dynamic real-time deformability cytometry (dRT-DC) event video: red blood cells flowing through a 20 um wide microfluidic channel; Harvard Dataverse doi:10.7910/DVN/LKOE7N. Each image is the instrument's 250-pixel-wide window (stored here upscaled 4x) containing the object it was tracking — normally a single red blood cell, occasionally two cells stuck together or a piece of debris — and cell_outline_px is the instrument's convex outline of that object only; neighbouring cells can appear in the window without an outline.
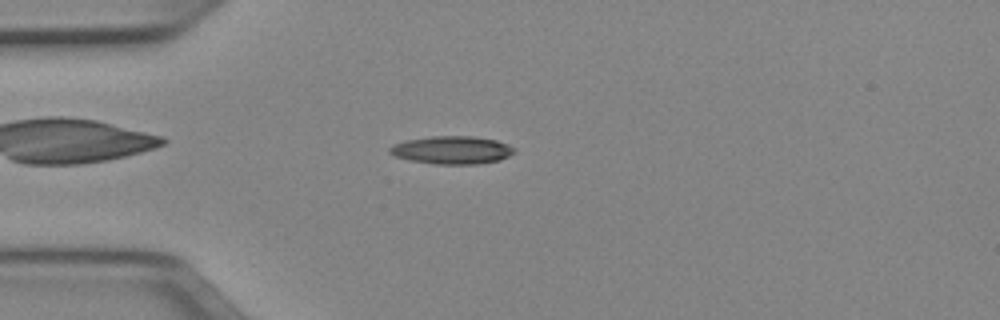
{"species": "Egyptian fruit bat (a non-hibernating species)", "species_latin": "Rousettus aegyptiacus", "temperature_condition": "cold", "stored_images_in_passage": 48, "camera_frame_rate_fps": 3000, "um_per_image_px": 0.085, "animal": {"sex": "female"}, "frame": {"image": 1, "passage_image": 11, "time_ms": 3.333, "image_size_px": [1000, 320], "cell_outline_px": [[516, 152], [500, 160], [480, 164], [436, 164], [408, 160], [396, 156], [388, 152], [388, 148], [392, 144], [404, 140], [432, 136], [472, 136], [496, 140], [508, 144], [516, 148]], "centroid_in_image_um": [38.41, 12.75], "position_along_channel_um": 46.6, "area_um2": 20.52}}
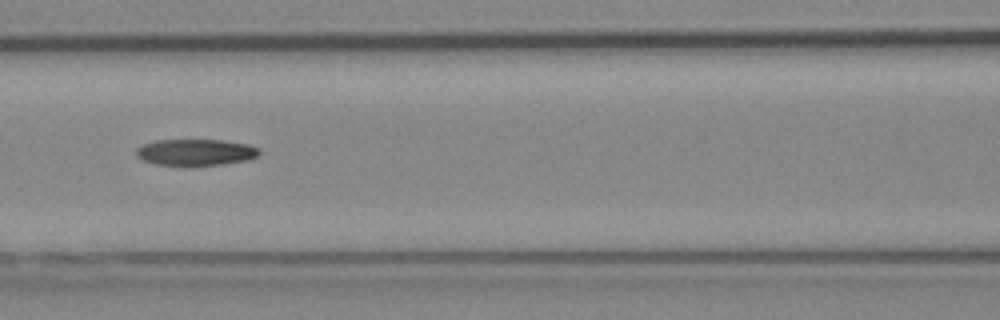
{"frame": {"image": 2, "passage_image": 20, "time_ms": 6.333, "image_size_px": [1000, 320], "cell_outline_px": [[260, 152], [256, 156], [248, 160], [224, 164], [192, 168], [180, 168], [152, 164], [136, 156], [136, 148], [144, 144], [156, 140], [224, 140], [248, 144], [260, 148]], "centroid_in_image_um": [16.6, 12.99], "position_along_channel_um": 150.0, "area_um2": 19.88}}
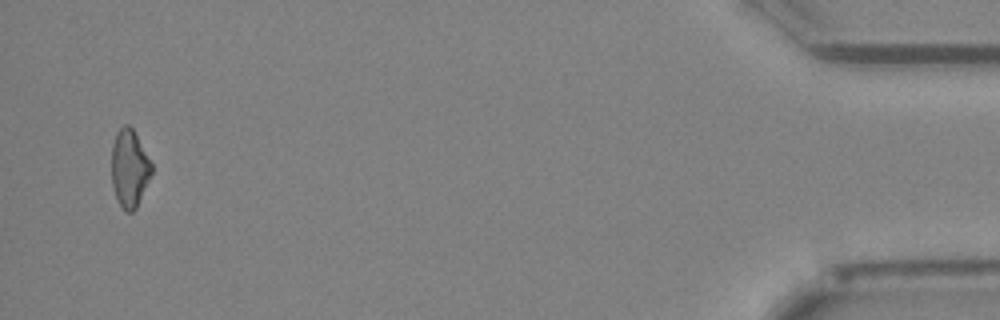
{"frame": {"image": 3, "passage_image": 47, "time_ms": 15.333, "image_size_px": [1000, 320], "cell_outline_px": [[152, 172], [136, 208], [132, 212], [124, 212], [112, 188], [112, 144], [116, 132], [124, 124], [128, 124], [132, 128], [152, 164]], "centroid_in_image_um": [10.99, 14.31], "position_along_channel_um": 424.2, "area_um2": 17.92}}